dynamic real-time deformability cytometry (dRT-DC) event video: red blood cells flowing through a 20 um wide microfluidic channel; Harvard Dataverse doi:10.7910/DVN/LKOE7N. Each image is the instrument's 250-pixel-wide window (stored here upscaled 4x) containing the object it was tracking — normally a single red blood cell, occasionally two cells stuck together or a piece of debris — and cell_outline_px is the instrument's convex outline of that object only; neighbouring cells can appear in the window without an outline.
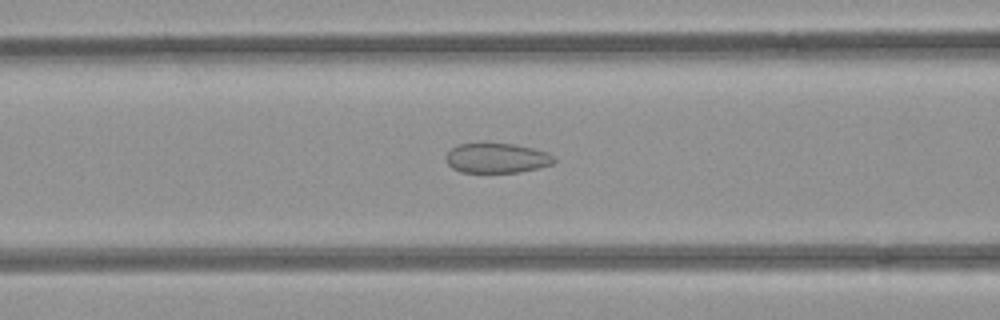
{"species": "common noctule bat (a hibernating species)", "species_latin": "Nyctalus noctula", "temperature_condition": "room temperature", "stored_images_in_passage": 48, "camera_frame_rate_fps": 3000, "um_per_image_px": 0.085, "animal": {"sex": "female", "body_mass_g": 21.9}, "frame": {"image": 1, "passage_image": 20, "time_ms": 6.333, "image_size_px": [1000, 320], "cell_outline_px": [[556, 160], [552, 164], [540, 168], [520, 172], [460, 172], [452, 168], [444, 160], [444, 156], [452, 148], [460, 144], [512, 144], [532, 148], [548, 152]], "centroid_in_image_um": [42.22, 13.45], "position_along_channel_um": 124.4, "area_um2": 18.73}}
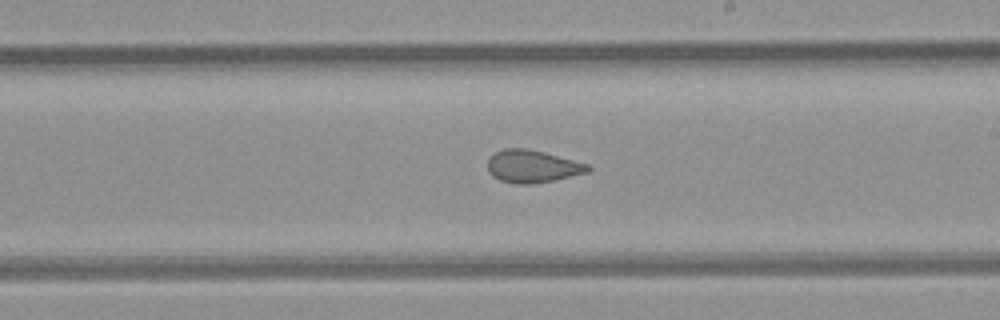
{"frame": {"image": 2, "passage_image": 29, "time_ms": 9.333, "image_size_px": [1000, 320], "cell_outline_px": [[592, 168], [588, 172], [556, 180], [532, 184], [516, 184], [500, 180], [492, 176], [488, 172], [488, 160], [496, 152], [504, 148], [524, 148], [544, 152], [588, 164]], "centroid_in_image_um": [45.26, 14.15], "position_along_channel_um": 243.7, "area_um2": 19.02}}
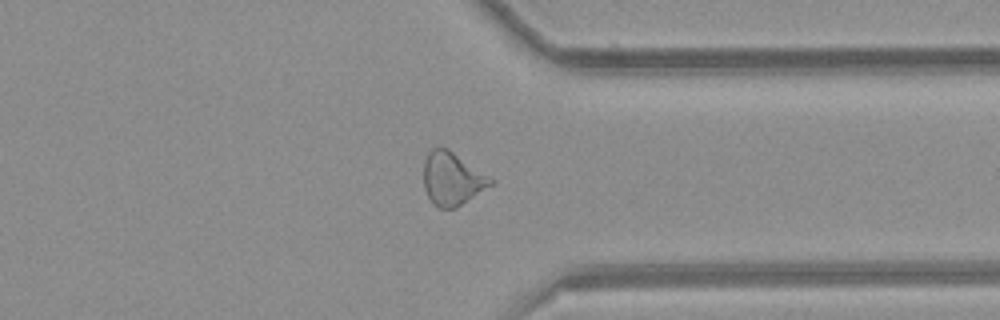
{"frame": {"image": 3, "passage_image": 39, "time_ms": 12.667, "image_size_px": [1000, 320], "cell_outline_px": [[496, 180], [492, 184], [456, 208], [440, 208], [432, 204], [424, 188], [424, 160], [428, 152], [432, 148], [448, 148]], "centroid_in_image_um": [38.43, 15.19], "position_along_channel_um": 373.0, "area_um2": 20.69}, "authors_computed_cell_mechanics": {"area_um2": 20.7213, "velocity_mm_per_s": 3.9726, "shape_relaxation_time_tau1_ms": null, "shape_relaxation_time_tau2_ms": 1.7575, "deformation_change_tau1": null, "deformation_change_tau2": 0.0831}}